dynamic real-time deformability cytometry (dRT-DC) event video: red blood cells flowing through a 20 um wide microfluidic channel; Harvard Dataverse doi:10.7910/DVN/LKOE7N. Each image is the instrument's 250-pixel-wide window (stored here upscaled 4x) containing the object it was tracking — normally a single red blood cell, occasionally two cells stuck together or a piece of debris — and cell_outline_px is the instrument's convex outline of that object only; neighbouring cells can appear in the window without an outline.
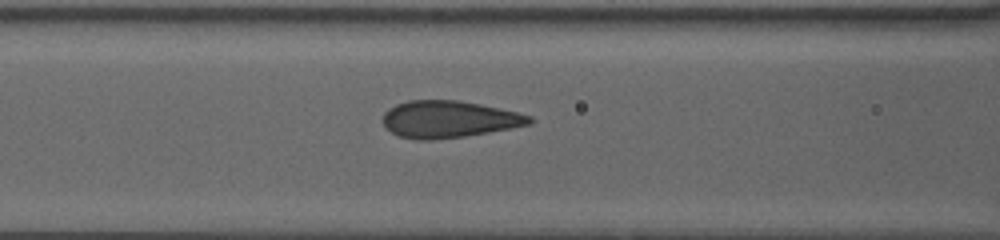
{"species": "human", "species_latin": "Homo sapiens", "temperature_condition": "warm", "stored_images_in_passage": 13, "camera_frame_rate_fps": 3000, "um_per_image_px": 0.085, "donor": {"sex": "female"}, "frame": {"image": 1, "passage_image": 8, "time_ms": 4.0, "image_size_px": [1000, 240], "cell_outline_px": [[532, 124], [488, 132], [464, 136], [428, 140], [420, 140], [400, 136], [384, 128], [384, 112], [388, 108], [396, 104], [408, 100], [460, 100], [480, 104], [516, 112], [532, 116]], "centroid_in_image_um": [38.13, 10.13], "position_along_channel_um": 128.5, "area_um2": 31.39}}
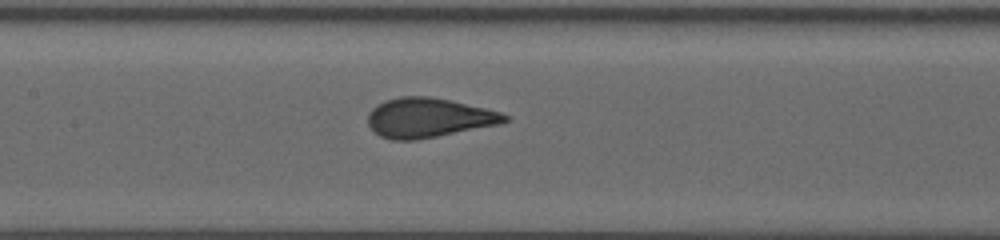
{"frame": {"image": 2, "passage_image": 10, "time_ms": 5.333, "image_size_px": [1000, 240], "cell_outline_px": [[512, 120], [500, 124], [416, 140], [392, 140], [380, 136], [368, 124], [368, 112], [372, 108], [388, 100], [400, 96], [428, 96], [448, 100], [484, 108], [500, 112], [508, 116]], "centroid_in_image_um": [36.43, 10.01], "position_along_channel_um": 171.0, "area_um2": 31.15}}
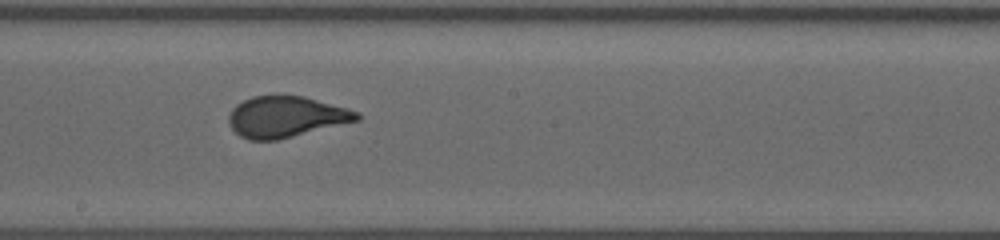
{"frame": {"image": 3, "passage_image": 13, "time_ms": 7.0, "image_size_px": [1000, 240], "cell_outline_px": [[360, 120], [276, 140], [248, 140], [240, 136], [228, 124], [228, 116], [232, 108], [236, 104], [252, 96], [304, 96], [348, 108], [360, 112]], "centroid_in_image_um": [24.3, 9.93], "position_along_channel_um": 223.9, "area_um2": 30.58}}